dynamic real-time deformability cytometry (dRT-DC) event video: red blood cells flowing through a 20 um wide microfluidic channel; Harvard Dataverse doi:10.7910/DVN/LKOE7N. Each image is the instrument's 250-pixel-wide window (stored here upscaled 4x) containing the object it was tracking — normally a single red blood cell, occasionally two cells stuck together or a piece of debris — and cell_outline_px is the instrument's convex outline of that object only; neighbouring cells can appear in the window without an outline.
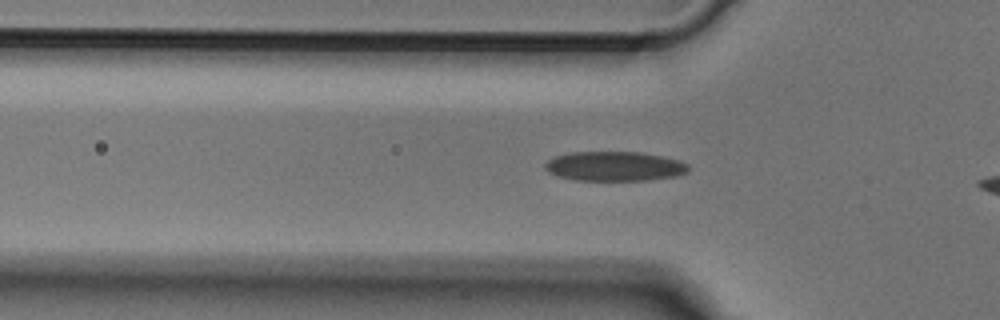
{"species": "Egyptian fruit bat (a non-hibernating species)", "species_latin": "Rousettus aegyptiacus", "temperature_condition": "cold", "stored_images_in_passage": 19, "camera_frame_rate_fps": 3000, "um_per_image_px": 0.085, "animal": {"sex": "male"}, "frame": {"image": 1, "passage_image": 10, "time_ms": 3.0, "image_size_px": [1000, 320], "cell_outline_px": [[688, 172], [676, 176], [648, 180], [576, 180], [560, 176], [548, 172], [544, 168], [544, 164], [548, 160], [556, 156], [572, 152], [640, 152], [680, 160], [688, 164]], "centroid_in_image_um": [52.24, 14.13], "position_along_channel_um": 73.6, "area_um2": 24.57}}
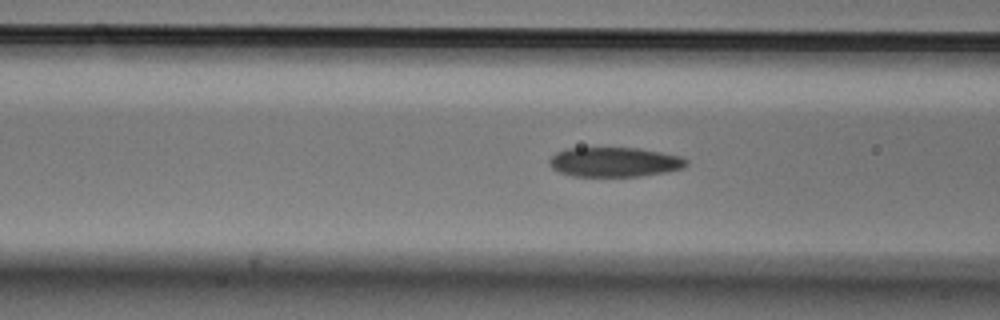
{"frame": {"image": 2, "passage_image": 13, "time_ms": 4.0, "image_size_px": [1000, 320], "cell_outline_px": [[688, 164], [684, 168], [664, 172], [640, 176], [572, 176], [560, 172], [552, 168], [548, 164], [548, 160], [556, 152], [568, 148], [640, 148], [680, 156], [688, 160]], "centroid_in_image_um": [52.22, 13.77], "position_along_channel_um": 114.4, "area_um2": 23.64}}
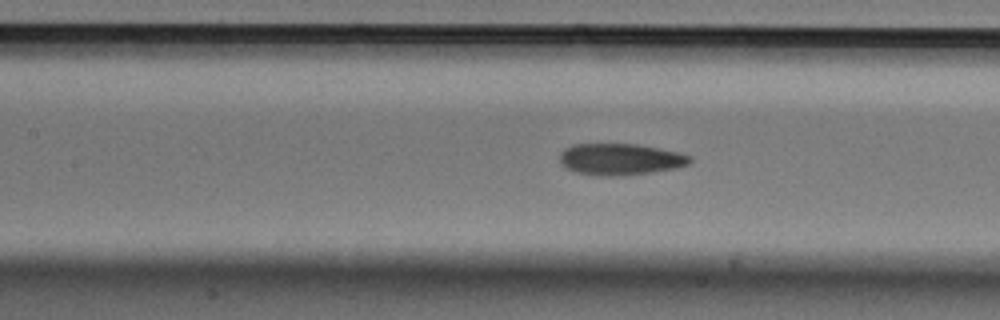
{"frame": {"image": 3, "passage_image": 16, "time_ms": 5.0, "image_size_px": [1000, 320], "cell_outline_px": [[692, 160], [688, 164], [676, 168], [652, 172], [624, 176], [596, 176], [576, 172], [564, 168], [560, 164], [560, 152], [564, 148], [572, 144], [636, 144], [676, 152], [692, 156]], "centroid_in_image_um": [52.67, 13.55], "position_along_channel_um": 154.7, "area_um2": 24.1}}